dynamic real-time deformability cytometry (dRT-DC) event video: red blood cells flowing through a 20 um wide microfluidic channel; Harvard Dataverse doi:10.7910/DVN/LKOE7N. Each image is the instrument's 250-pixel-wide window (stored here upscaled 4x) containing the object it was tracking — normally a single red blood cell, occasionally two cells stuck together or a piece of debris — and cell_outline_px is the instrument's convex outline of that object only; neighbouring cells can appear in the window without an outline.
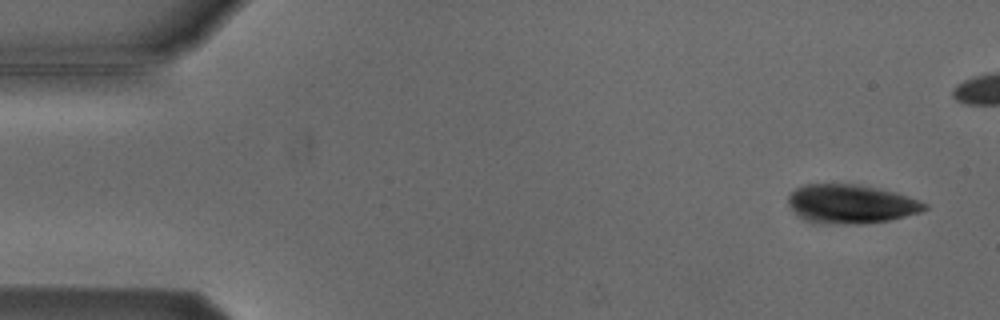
{"species": "Egyptian fruit bat (a non-hibernating species)", "species_latin": "Rousettus aegyptiacus", "temperature_condition": "cold", "stored_images_in_passage": 8, "camera_frame_rate_fps": 3000, "um_per_image_px": 0.085, "animal": {"sex": "male"}, "frame": {"image": 1, "passage_image": 1, "time_ms": 0.0, "image_size_px": [1000, 320], "cell_outline_px": [[928, 208], [920, 212], [888, 220], [868, 224], [812, 224], [796, 216], [788, 204], [788, 196], [796, 188], [808, 184], [856, 184], [896, 192], [920, 200], [928, 204]], "centroid_in_image_um": [72.3, 17.36], "position_along_channel_um": 12.7, "area_um2": 31.33}}
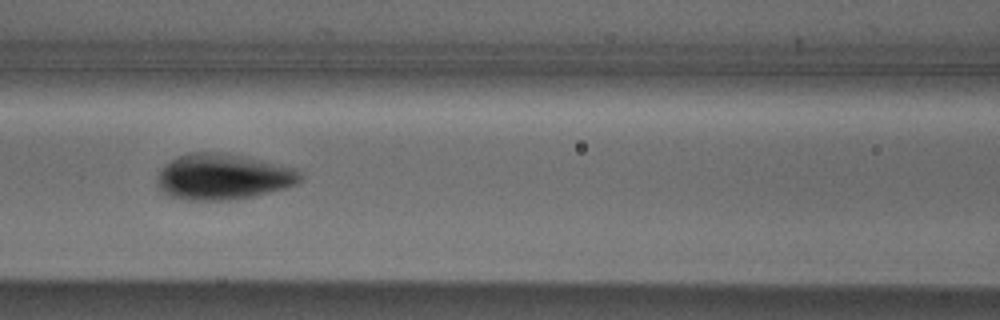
{"frame": {"image": 2, "passage_image": 6, "time_ms": 6.667, "image_size_px": [1000, 320], "cell_outline_px": [[300, 180], [296, 184], [284, 188], [236, 200], [184, 200], [168, 196], [156, 184], [156, 176], [160, 168], [164, 164], [188, 152], [216, 152], [240, 156], [296, 168], [300, 172]], "centroid_in_image_um": [18.89, 15.04], "position_along_channel_um": 147.7, "area_um2": 38.09}}
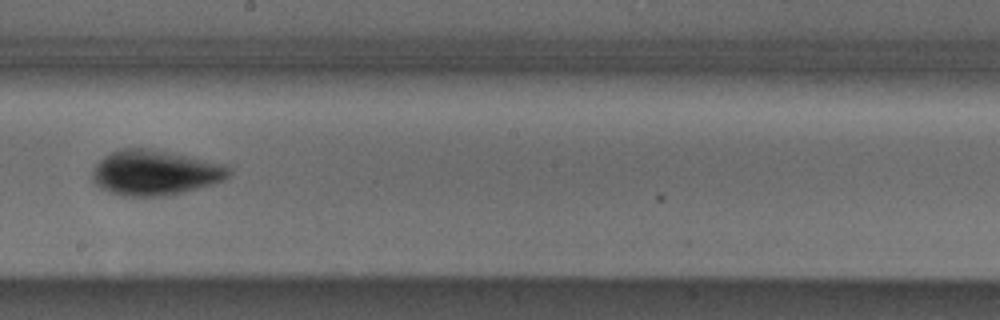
{"frame": {"image": 3, "passage_image": 8, "time_ms": 9.0, "image_size_px": [1000, 320], "cell_outline_px": [[232, 172], [224, 180], [212, 184], [184, 192], [168, 196], [120, 196], [100, 188], [92, 180], [92, 168], [104, 156], [120, 148], [148, 148], [228, 164]], "centroid_in_image_um": [13.18, 14.68], "position_along_channel_um": 235.0, "area_um2": 36.18}}